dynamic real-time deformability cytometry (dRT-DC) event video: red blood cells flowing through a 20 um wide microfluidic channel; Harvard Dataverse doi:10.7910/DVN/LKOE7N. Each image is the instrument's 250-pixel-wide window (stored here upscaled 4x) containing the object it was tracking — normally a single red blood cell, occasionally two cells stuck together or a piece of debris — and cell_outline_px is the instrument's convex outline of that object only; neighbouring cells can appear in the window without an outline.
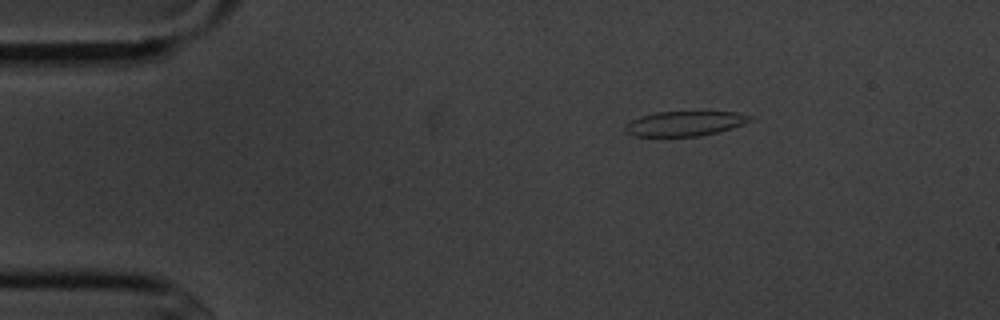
{"species": "common noctule bat (a hibernating species)", "species_latin": "Nyctalus noctula", "temperature_condition": "cold", "stored_images_in_passage": 3, "camera_frame_rate_fps": 3000, "um_per_image_px": 0.085, "animal": {"sex": "male", "body_mass_g": 20.1, "forearm_length_mm": 53.5}, "frame": {"image": 1, "passage_image": 1, "time_ms": 0.0, "image_size_px": [1000, 320], "cell_outline_px": [[752, 116], [744, 124], [732, 128], [700, 136], [636, 136], [628, 132], [624, 128], [632, 120], [640, 116], [656, 112], [736, 112]], "centroid_in_image_um": [58.21, 10.5], "position_along_channel_um": 26.8, "area_um2": 17.69}}